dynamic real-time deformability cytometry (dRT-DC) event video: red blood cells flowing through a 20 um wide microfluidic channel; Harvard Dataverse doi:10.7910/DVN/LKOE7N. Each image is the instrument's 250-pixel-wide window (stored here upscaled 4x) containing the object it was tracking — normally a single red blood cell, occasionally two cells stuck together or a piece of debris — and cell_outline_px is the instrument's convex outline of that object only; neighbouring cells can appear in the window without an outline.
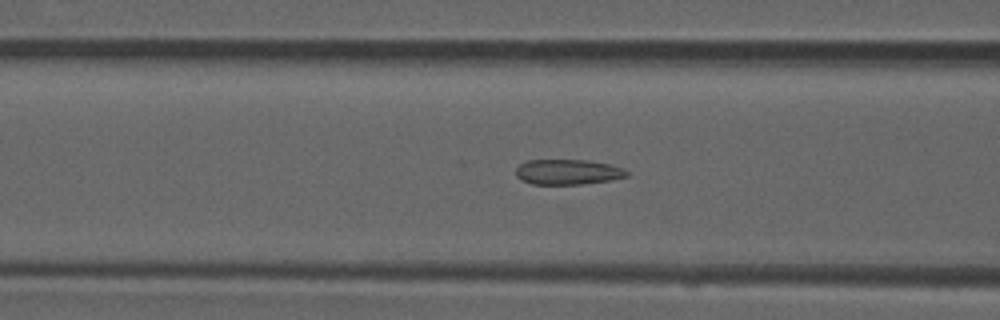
{"species": "common noctule bat (a hibernating species)", "species_latin": "Nyctalus noctula", "temperature_condition": "room temperature", "stored_images_in_passage": 38, "camera_frame_rate_fps": 3000, "um_per_image_px": 0.085, "animal": {"sex": "male", "forearm_length_mm": 52.5}, "frame": {"image": 1, "passage_image": 7, "time_ms": 2.0, "image_size_px": [1000, 320], "cell_outline_px": [[628, 176], [612, 180], [580, 184], [532, 184], [520, 180], [516, 176], [516, 168], [520, 164], [528, 160], [588, 160], [608, 164], [624, 168], [628, 172]], "centroid_in_image_um": [48.26, 14.62], "position_along_channel_um": 118.3, "area_um2": 16.36}}
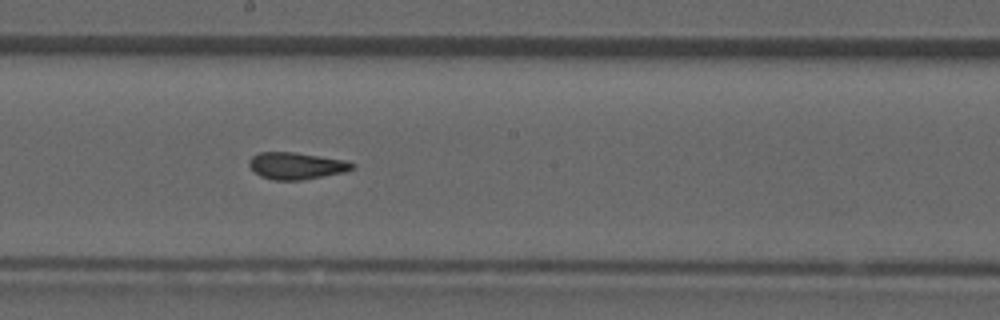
{"frame": {"image": 2, "passage_image": 15, "time_ms": 4.667, "image_size_px": [1000, 320], "cell_outline_px": [[356, 168], [344, 172], [300, 180], [272, 180], [260, 176], [248, 164], [248, 160], [252, 156], [260, 152], [296, 152], [344, 160], [356, 164]], "centroid_in_image_um": [25.19, 14.08], "position_along_channel_um": 223.0, "area_um2": 16.13}}
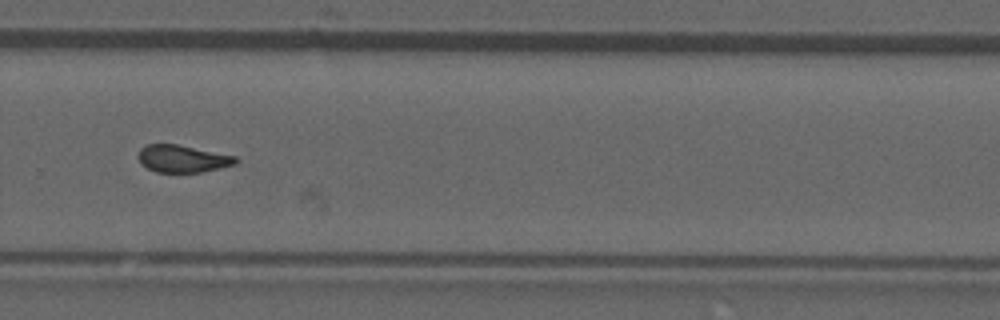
{"frame": {"image": 3, "passage_image": 22, "time_ms": 7.0, "image_size_px": [1000, 320], "cell_outline_px": [[240, 160], [236, 164], [220, 168], [200, 172], [156, 172], [140, 164], [136, 156], [140, 148], [148, 144], [176, 144], [236, 156]], "centroid_in_image_um": [15.49, 13.49], "position_along_channel_um": 314.3, "area_um2": 15.61}, "authors_computed_cell_mechanics": {"area_um2": 16.1262, "velocity_mm_per_s": 3.9315, "shape_relaxation_time_tau1_ms": null, "shape_relaxation_time_tau2_ms": 1.8441, "deformation_change_tau1": null, "deformation_change_tau2": 0.0759}}